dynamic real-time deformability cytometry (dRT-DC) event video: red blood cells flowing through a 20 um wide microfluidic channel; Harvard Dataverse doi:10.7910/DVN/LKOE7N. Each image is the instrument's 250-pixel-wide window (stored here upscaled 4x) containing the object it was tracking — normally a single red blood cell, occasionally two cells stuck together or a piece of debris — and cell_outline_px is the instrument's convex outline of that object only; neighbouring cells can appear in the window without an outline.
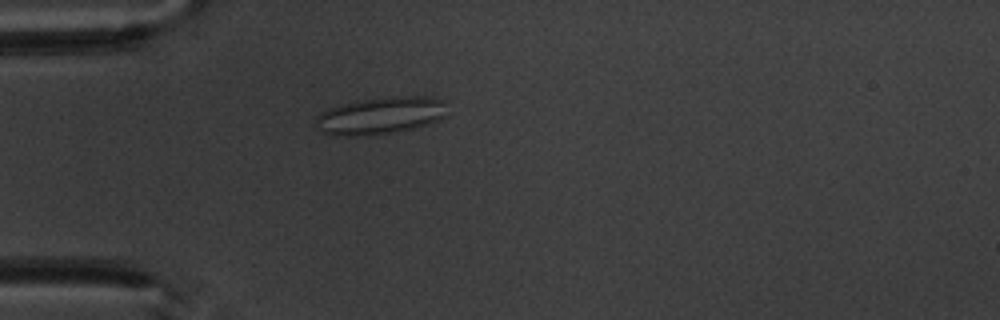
{"species": "common noctule bat (a hibernating species)", "species_latin": "Nyctalus noctula", "temperature_condition": "warm", "stored_images_in_passage": 5, "camera_frame_rate_fps": 3000, "um_per_image_px": 0.085, "animal": {"sex": "male", "body_mass_g": 20.1, "forearm_length_mm": 53.5}, "frame": {"image": 1, "passage_image": 5, "time_ms": 4.667, "image_size_px": [1000, 320], "cell_outline_px": [[448, 116], [412, 128], [396, 132], [356, 136], [332, 136], [316, 128], [316, 116], [320, 112], [328, 108], [340, 104], [364, 100], [392, 96], [420, 96], [444, 100]], "centroid_in_image_um": [32.31, 9.83], "position_along_channel_um": 52.7, "area_um2": 28.44}}